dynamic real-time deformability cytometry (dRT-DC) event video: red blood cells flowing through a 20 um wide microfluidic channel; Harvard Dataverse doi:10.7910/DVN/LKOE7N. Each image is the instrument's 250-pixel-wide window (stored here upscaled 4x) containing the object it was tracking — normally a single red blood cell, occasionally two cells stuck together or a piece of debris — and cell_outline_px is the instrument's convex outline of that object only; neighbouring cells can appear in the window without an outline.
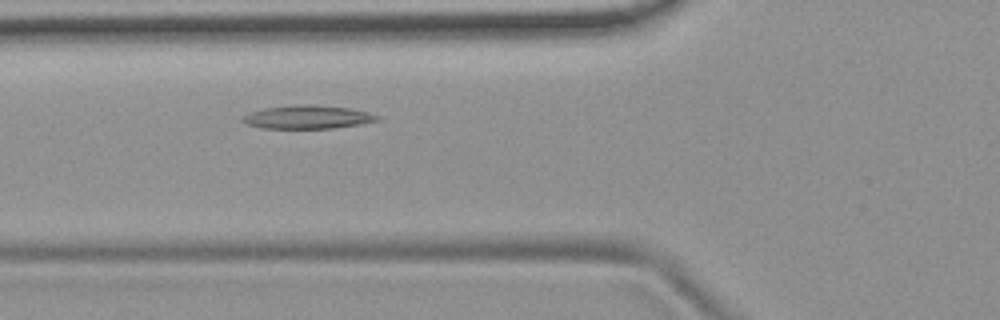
{"species": "common noctule bat (a hibernating species)", "species_latin": "Nyctalus noctula", "temperature_condition": "room temperature", "stored_images_in_passage": 4, "camera_frame_rate_fps": 3000, "um_per_image_px": 0.085, "animal": {"sex": "female", "body_mass_g": 19.9}, "frame": {"image": 1, "passage_image": 4, "time_ms": 3.333, "image_size_px": [1000, 320], "cell_outline_px": [[380, 120], [332, 128], [260, 128], [248, 124], [240, 120], [240, 116], [264, 108], [296, 104], [312, 104], [352, 108], [368, 112], [380, 116]], "centroid_in_image_um": [26.12, 9.93], "position_along_channel_um": 99.7, "area_um2": 18.38}}